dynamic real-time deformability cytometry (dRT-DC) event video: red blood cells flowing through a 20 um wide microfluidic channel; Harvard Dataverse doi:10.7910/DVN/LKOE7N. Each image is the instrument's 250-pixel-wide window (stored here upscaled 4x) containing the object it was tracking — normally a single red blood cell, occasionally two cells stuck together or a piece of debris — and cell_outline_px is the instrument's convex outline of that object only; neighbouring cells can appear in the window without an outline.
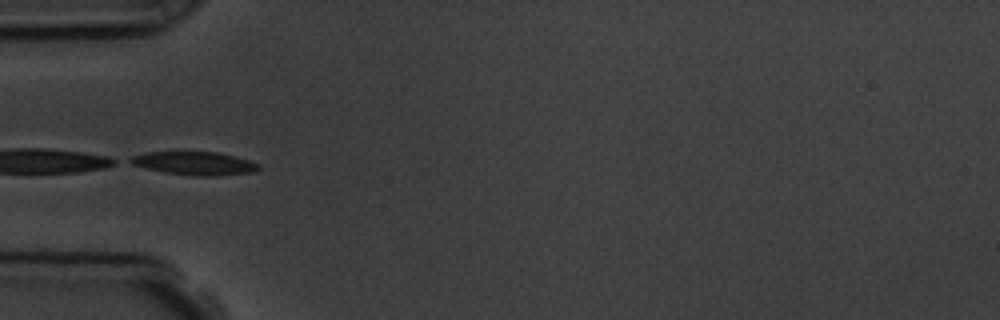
{"species": "common noctule bat (a hibernating species)", "species_latin": "Nyctalus noctula", "temperature_condition": "room temperature", "stored_images_in_passage": 7, "segment_of_instrument_passage": [2, 2], "camera_frame_rate_fps": 3000, "um_per_image_px": 0.085, "animal": {"sex": "male", "body_mass_g": 19.5, "forearm_length_mm": 54.6}, "frame": {"image": 1, "passage_image": 5, "time_ms": 4.333, "image_size_px": [1000, 320], "cell_outline_px": [[260, 168], [252, 172], [216, 176], [192, 176], [164, 172], [132, 164], [124, 160], [132, 156], [144, 152], [216, 152], [236, 156], [260, 164]], "centroid_in_image_um": [16.51, 13.88], "position_along_channel_um": 68.5, "area_um2": 17.46}}